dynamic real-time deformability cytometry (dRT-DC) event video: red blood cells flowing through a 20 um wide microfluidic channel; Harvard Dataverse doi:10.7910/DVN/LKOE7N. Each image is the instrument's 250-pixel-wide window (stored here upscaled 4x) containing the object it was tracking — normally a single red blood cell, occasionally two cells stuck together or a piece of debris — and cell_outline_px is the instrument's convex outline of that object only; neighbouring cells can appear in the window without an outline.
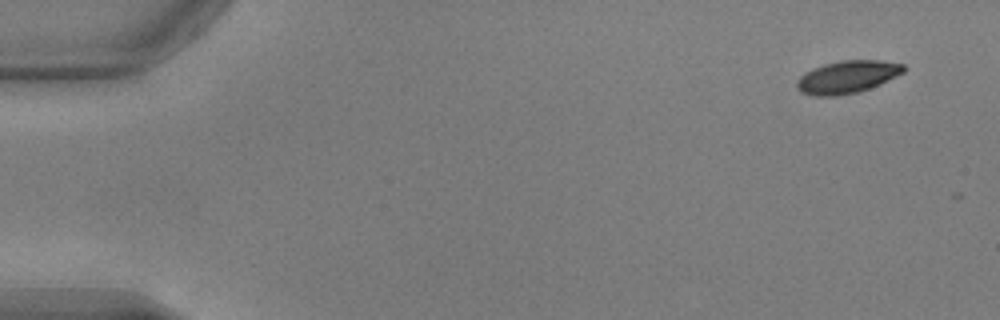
{"species": "common noctule bat (a hibernating species)", "species_latin": "Nyctalus noctula", "temperature_condition": "warm", "stored_images_in_passage": 8, "camera_frame_rate_fps": 3000, "um_per_image_px": 0.085, "animal": {"sex": "male", "body_mass_g": 17.9, "forearm_length_mm": 54.2}, "frame": {"image": 1, "passage_image": 1, "time_ms": 0.0, "image_size_px": [1000, 320], "cell_outline_px": [[904, 72], [880, 84], [856, 92], [836, 96], [816, 96], [800, 92], [796, 88], [796, 80], [804, 72], [812, 68], [824, 64], [840, 60], [880, 60], [904, 64]], "centroid_in_image_um": [71.97, 6.53], "position_along_channel_um": 13.0, "area_um2": 20.29}}